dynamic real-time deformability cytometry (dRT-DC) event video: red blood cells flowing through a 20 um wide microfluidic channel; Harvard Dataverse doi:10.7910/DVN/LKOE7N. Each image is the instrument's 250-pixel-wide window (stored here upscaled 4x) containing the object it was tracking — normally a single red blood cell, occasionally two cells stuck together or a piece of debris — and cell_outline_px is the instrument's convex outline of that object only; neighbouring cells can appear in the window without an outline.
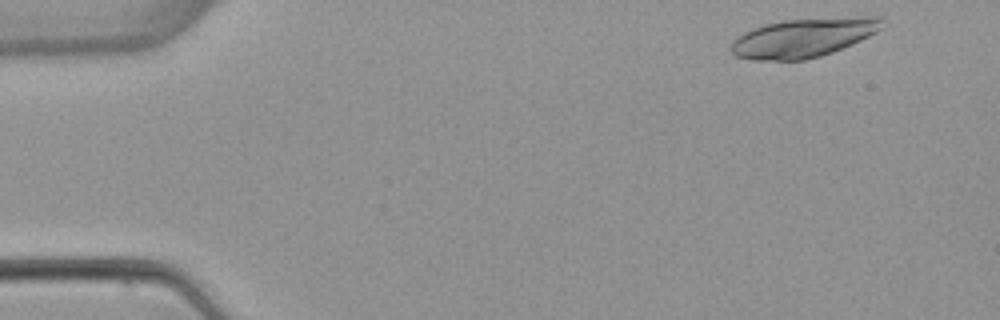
{"species": "common noctule bat (a hibernating species)", "species_latin": "Nyctalus noctula", "temperature_condition": "warm", "stored_images_in_passage": 4, "camera_frame_rate_fps": 3000, "um_per_image_px": 0.085, "animal": {"sex": "female", "body_mass_g": 22.7, "forearm_length_mm": 54.2}, "frame": {"image": 1, "passage_image": 1, "time_ms": 0.0, "image_size_px": [1000, 320], "cell_outline_px": [[884, 20], [880, 28], [876, 32], [852, 44], [832, 52], [820, 56], [804, 60], [752, 60], [736, 56], [732, 52], [732, 40], [736, 36], [752, 28], [784, 20], [856, 16], [880, 16]], "centroid_in_image_um": [68.29, 3.2], "position_along_channel_um": 16.7, "area_um2": 34.28}}